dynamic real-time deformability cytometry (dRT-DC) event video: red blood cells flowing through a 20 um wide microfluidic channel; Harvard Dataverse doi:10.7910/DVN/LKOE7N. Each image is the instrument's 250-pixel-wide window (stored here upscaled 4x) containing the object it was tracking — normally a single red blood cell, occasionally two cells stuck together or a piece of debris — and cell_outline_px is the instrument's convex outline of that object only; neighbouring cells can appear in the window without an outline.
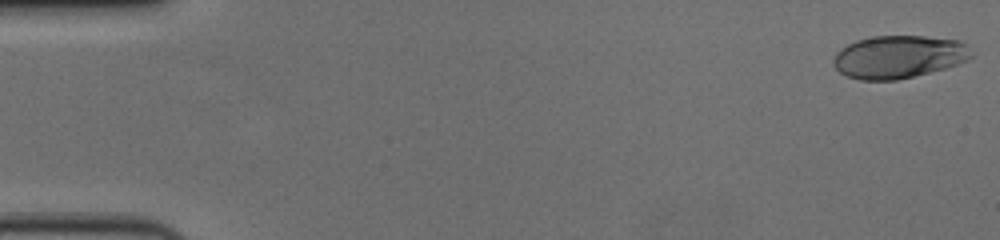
{"species": "human", "species_latin": "Homo sapiens", "temperature_condition": "cold", "stored_images_in_passage": 57, "camera_frame_rate_fps": 3000, "um_per_image_px": 0.085, "donor": {"sex": "female"}, "frame": {"image": 1, "passage_image": 1, "time_ms": 0.0, "image_size_px": [1000, 240], "cell_outline_px": [[976, 52], [968, 60], [944, 68], [896, 80], [860, 80], [848, 76], [840, 72], [832, 64], [832, 60], [836, 52], [840, 48], [856, 40], [872, 36], [924, 36], [960, 40], [968, 44]], "centroid_in_image_um": [76.41, 4.81], "position_along_channel_um": 8.6, "area_um2": 34.62}}
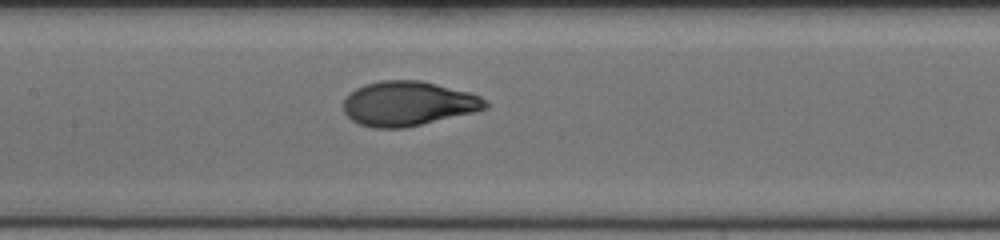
{"frame": {"image": 2, "passage_image": 28, "time_ms": 9.0, "image_size_px": [1000, 240], "cell_outline_px": [[488, 108], [472, 112], [404, 128], [376, 128], [360, 124], [352, 120], [344, 112], [344, 100], [356, 88], [364, 84], [380, 80], [420, 80], [468, 92], [480, 96], [488, 104]], "centroid_in_image_um": [34.67, 8.8], "position_along_channel_um": 172.7, "area_um2": 36.41}}
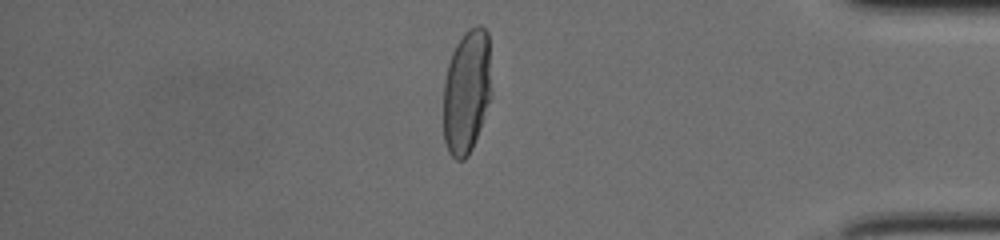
{"frame": {"image": 3, "passage_image": 49, "time_ms": 16.0, "image_size_px": [1000, 240], "cell_outline_px": [[492, 96], [480, 128], [472, 148], [468, 156], [464, 160], [456, 160], [448, 152], [444, 140], [444, 80], [448, 64], [452, 52], [456, 44], [464, 32], [468, 28], [476, 24], [480, 24], [488, 32]], "centroid_in_image_um": [39.68, 7.76], "position_along_channel_um": 395.5, "area_um2": 35.26}, "authors_computed_cell_mechanics": {"area_um2": 36.3562, "velocity_mm_per_s": 3.6191, "shape_relaxation_time_tau1_ms": 4.0968, "shape_relaxation_time_tau2_ms": null, "deformation_change_tau1": 0.215, "deformation_change_tau2": null}}